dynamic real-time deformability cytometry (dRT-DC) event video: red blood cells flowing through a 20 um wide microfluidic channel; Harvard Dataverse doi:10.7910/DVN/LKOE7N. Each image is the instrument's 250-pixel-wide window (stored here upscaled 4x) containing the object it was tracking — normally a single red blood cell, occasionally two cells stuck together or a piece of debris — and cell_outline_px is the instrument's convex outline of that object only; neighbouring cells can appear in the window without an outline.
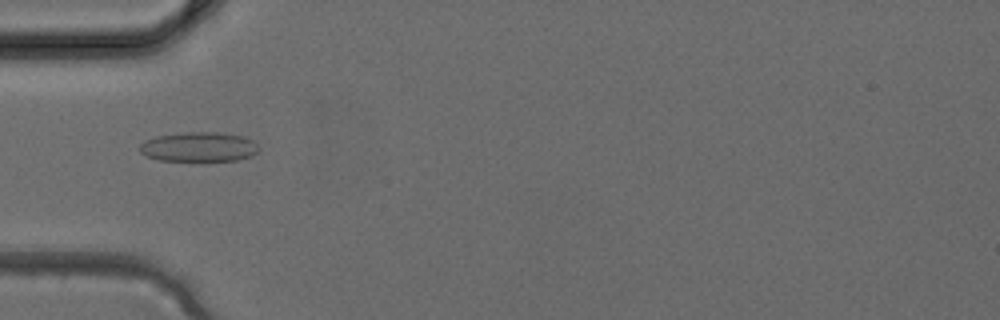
{"species": "common noctule bat (a hibernating species)", "species_latin": "Nyctalus noctula", "temperature_condition": "cold", "stored_images_in_passage": 4, "camera_frame_rate_fps": 3000, "um_per_image_px": 0.085, "animal": {"sex": "female", "body_mass_g": 24.6, "forearm_length_mm": 56.2}, "frame": {"image": 1, "passage_image": 4, "time_ms": 1.0, "image_size_px": [1000, 320], "cell_outline_px": [[260, 152], [252, 156], [236, 160], [160, 160], [148, 156], [140, 152], [140, 144], [144, 140], [156, 136], [184, 132], [220, 132], [244, 136], [252, 140], [260, 148]], "centroid_in_image_um": [16.94, 12.47], "position_along_channel_um": 68.1, "area_um2": 20.58}}